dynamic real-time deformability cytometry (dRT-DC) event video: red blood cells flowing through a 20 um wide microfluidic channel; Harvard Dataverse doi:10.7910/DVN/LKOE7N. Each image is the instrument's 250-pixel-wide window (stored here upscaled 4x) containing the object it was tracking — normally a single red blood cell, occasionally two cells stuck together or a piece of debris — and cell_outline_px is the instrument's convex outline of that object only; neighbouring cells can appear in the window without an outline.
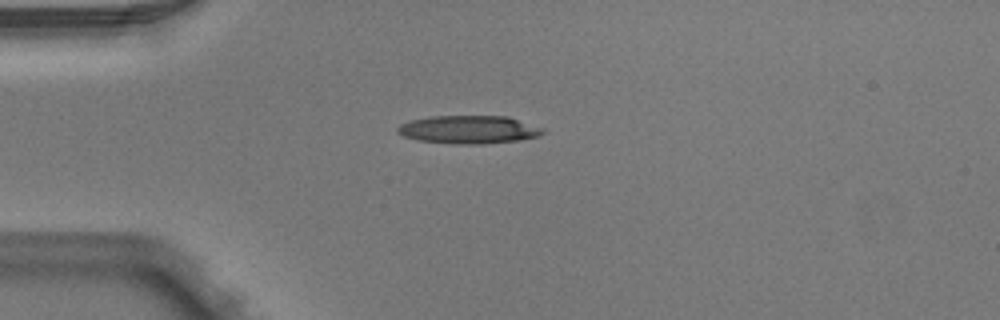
{"species": "Egyptian fruit bat (a non-hibernating species)", "species_latin": "Rousettus aegyptiacus", "temperature_condition": "warm", "stored_images_in_passage": 1, "camera_frame_rate_fps": 3000, "um_per_image_px": 0.085, "animal": {"sex": "male"}, "frame": {"image": 1, "passage_image": 1, "time_ms": 0.0, "image_size_px": [1000, 320], "cell_outline_px": [[544, 132], [540, 136], [520, 140], [480, 144], [456, 144], [416, 140], [404, 136], [396, 132], [396, 128], [400, 124], [412, 120], [432, 116], [508, 116], [544, 128]], "centroid_in_image_um": [39.85, 11.01], "position_along_channel_um": 45.1, "area_um2": 23.87}}